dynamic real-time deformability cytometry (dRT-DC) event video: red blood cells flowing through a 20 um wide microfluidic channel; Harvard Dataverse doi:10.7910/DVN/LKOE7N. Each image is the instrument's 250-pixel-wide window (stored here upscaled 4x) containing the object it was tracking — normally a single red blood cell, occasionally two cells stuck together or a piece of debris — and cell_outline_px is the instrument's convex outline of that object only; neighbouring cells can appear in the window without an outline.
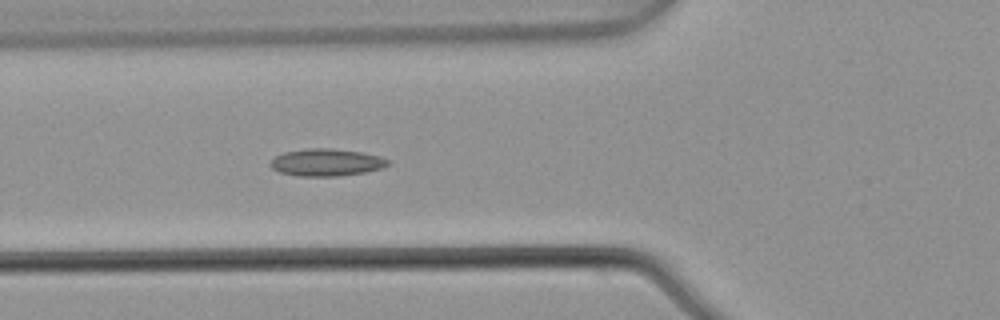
{"species": "common noctule bat (a hibernating species)", "species_latin": "Nyctalus noctula", "temperature_condition": "warm", "stored_images_in_passage": 5, "camera_frame_rate_fps": 3000, "um_per_image_px": 0.085, "animal": {"sex": "male", "body_mass_g": 21.5, "forearm_length_mm": 52.0}, "frame": {"image": 1, "passage_image": 5, "time_ms": 1.333, "image_size_px": [1000, 320], "cell_outline_px": [[388, 164], [380, 168], [364, 172], [340, 176], [296, 176], [280, 172], [272, 168], [268, 164], [276, 156], [284, 152], [308, 148], [332, 148], [360, 152], [376, 156], [388, 160]], "centroid_in_image_um": [27.67, 13.8], "position_along_channel_um": 98.1, "area_um2": 18.44}}